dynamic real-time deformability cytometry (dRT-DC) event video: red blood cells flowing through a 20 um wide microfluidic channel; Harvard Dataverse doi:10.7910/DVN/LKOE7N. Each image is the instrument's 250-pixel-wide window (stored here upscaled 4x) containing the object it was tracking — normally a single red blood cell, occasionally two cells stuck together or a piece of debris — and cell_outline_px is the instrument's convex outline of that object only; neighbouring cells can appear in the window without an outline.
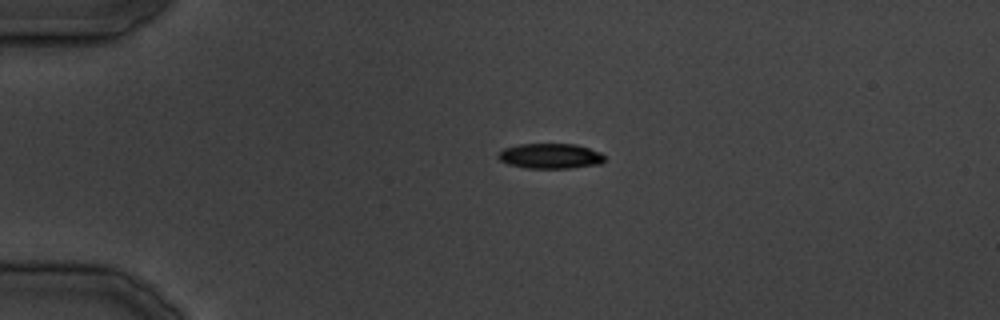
{"species": "common noctule bat (a hibernating species)", "species_latin": "Nyctalus noctula", "temperature_condition": "cold", "stored_images_in_passage": 13, "camera_frame_rate_fps": 3000, "um_per_image_px": 0.085, "animal": {"sex": "male", "body_mass_g": 19.5, "forearm_length_mm": 54.6}, "frame": {"image": 1, "passage_image": 1, "time_ms": 0.0, "image_size_px": [1000, 320], "cell_outline_px": [[604, 160], [600, 164], [568, 168], [524, 168], [508, 164], [500, 160], [496, 156], [504, 148], [520, 144], [576, 144], [600, 152], [604, 156]], "centroid_in_image_um": [46.76, 13.26], "position_along_channel_um": 38.2, "area_um2": 15.55}}
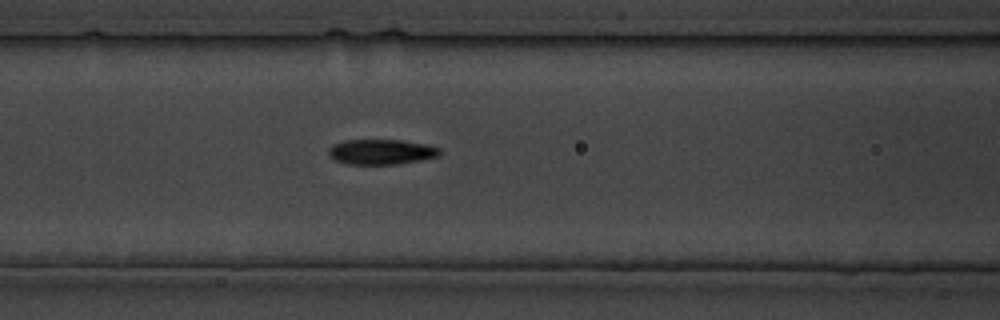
{"frame": {"image": 2, "passage_image": 8, "time_ms": 9.0, "image_size_px": [1000, 320], "cell_outline_px": [[440, 152], [436, 156], [420, 160], [400, 164], [348, 164], [336, 160], [328, 152], [328, 148], [332, 144], [344, 140], [404, 140], [428, 144], [440, 148]], "centroid_in_image_um": [32.41, 12.89], "position_along_channel_um": 134.2, "area_um2": 16.3}}